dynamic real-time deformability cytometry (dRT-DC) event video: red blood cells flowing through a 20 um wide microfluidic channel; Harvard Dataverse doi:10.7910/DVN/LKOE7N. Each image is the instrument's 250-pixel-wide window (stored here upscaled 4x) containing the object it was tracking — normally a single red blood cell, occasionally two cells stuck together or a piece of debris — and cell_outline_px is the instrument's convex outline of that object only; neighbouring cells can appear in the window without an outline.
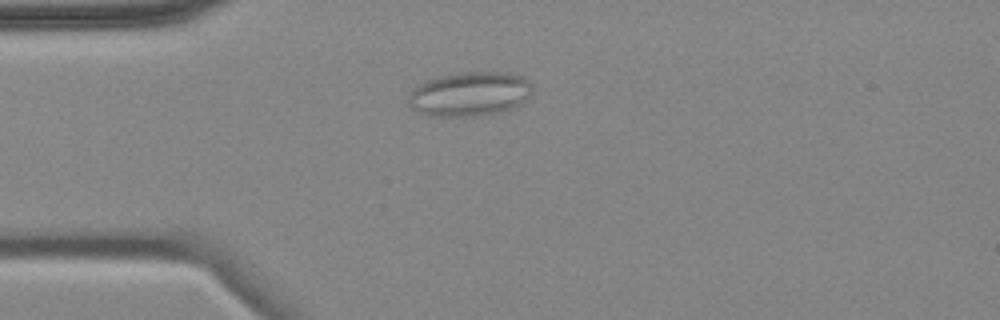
{"species": "common noctule bat (a hibernating species)", "species_latin": "Nyctalus noctula", "temperature_condition": "cold", "stored_images_in_passage": 2, "camera_frame_rate_fps": 3000, "um_per_image_px": 0.085, "animal": {"sex": "female", "body_mass_g": 18.4}, "frame": {"image": 1, "passage_image": 2, "time_ms": 1.333, "image_size_px": [1000, 320], "cell_outline_px": [[532, 92], [524, 104], [516, 108], [500, 112], [480, 116], [428, 116], [416, 112], [408, 104], [408, 96], [424, 80], [440, 76], [460, 72], [508, 72], [520, 76], [528, 80], [532, 84]], "centroid_in_image_um": [39.96, 8.0], "position_along_channel_um": 45.0, "area_um2": 32.54}}